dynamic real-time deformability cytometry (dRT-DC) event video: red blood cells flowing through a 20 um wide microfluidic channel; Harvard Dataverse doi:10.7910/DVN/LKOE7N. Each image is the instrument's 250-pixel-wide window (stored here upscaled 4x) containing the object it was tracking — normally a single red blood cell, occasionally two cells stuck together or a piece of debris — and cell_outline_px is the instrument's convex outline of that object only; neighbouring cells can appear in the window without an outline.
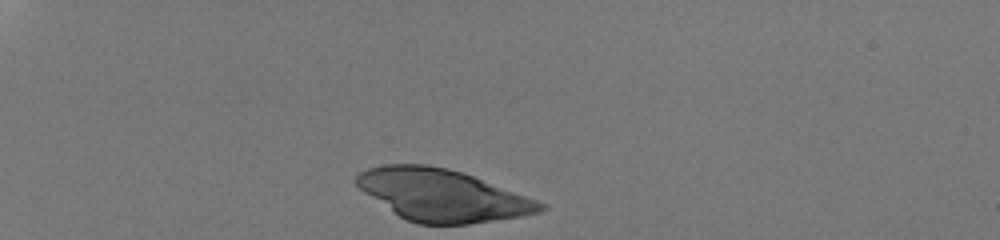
{"species": "human", "species_latin": "Homo sapiens", "temperature_condition": "room temperature", "stored_images_in_passage": 32, "camera_frame_rate_fps": 3000, "um_per_image_px": 0.085, "donor": {"sex": "male"}, "frame": {"image": 1, "passage_image": 1, "time_ms": 0.0, "image_size_px": [1000, 240], "cell_outline_px": [[548, 208], [540, 212], [520, 216], [468, 224], [416, 224], [400, 216], [364, 192], [356, 184], [356, 176], [360, 172], [368, 168], [384, 164], [424, 164], [448, 168], [472, 176], [548, 204]], "centroid_in_image_um": [37.6, 16.59], "position_along_channel_um": 47.4, "area_um2": 54.85}}